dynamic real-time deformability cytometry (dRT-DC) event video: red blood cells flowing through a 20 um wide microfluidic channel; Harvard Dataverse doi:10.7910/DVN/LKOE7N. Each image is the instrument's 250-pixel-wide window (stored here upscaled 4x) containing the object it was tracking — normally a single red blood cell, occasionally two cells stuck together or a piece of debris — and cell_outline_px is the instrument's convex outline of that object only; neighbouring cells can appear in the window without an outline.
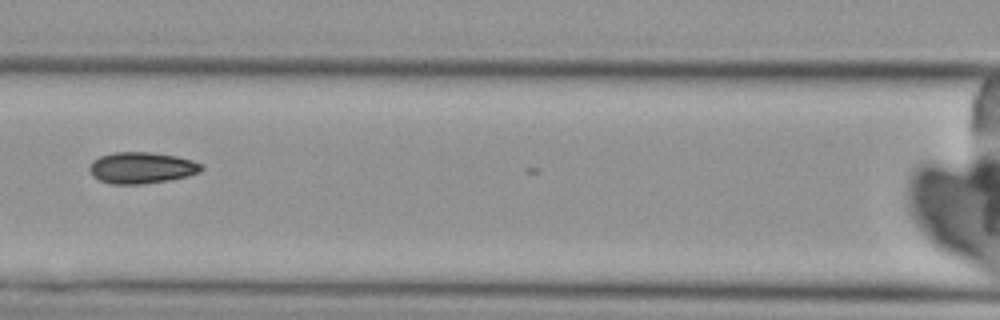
{"species": "Egyptian fruit bat (a non-hibernating species)", "species_latin": "Rousettus aegyptiacus", "temperature_condition": "cold", "stored_images_in_passage": 6, "camera_frame_rate_fps": 3000, "um_per_image_px": 0.085, "animal": {"sex": "female"}, "frame": {"image": 1, "passage_image": 5, "time_ms": 4.667, "image_size_px": [1000, 320], "cell_outline_px": [[204, 168], [200, 172], [188, 176], [168, 180], [140, 184], [108, 184], [92, 176], [88, 168], [92, 160], [100, 156], [112, 152], [148, 152], [176, 156], [192, 160], [204, 164]], "centroid_in_image_um": [12.03, 14.26], "position_along_channel_um": 154.6, "area_um2": 20.63}}